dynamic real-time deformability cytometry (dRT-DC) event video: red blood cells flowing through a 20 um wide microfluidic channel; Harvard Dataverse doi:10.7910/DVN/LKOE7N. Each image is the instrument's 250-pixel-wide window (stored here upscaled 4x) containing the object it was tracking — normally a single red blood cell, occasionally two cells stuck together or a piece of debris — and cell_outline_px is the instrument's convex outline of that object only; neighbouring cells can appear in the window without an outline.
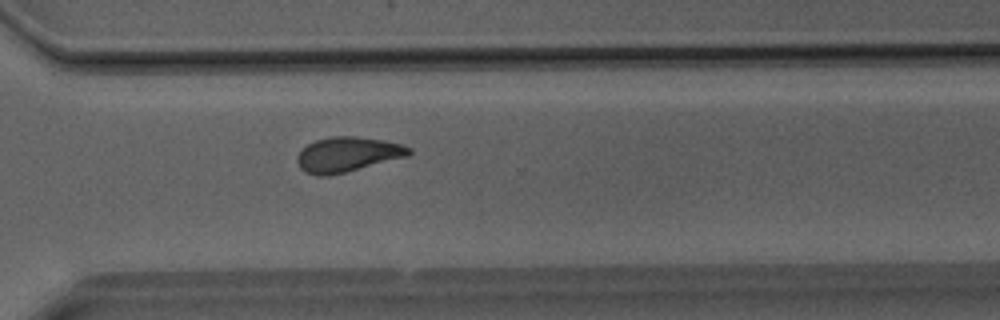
{"species": "Egyptian fruit bat (a non-hibernating species)", "species_latin": "Rousettus aegyptiacus", "temperature_condition": "room temperature", "stored_images_in_passage": 40, "camera_frame_rate_fps": 3000, "um_per_image_px": 0.085, "animal": {"sex": "male"}, "frame": {"image": 1, "passage_image": 29, "time_ms": 9.333, "image_size_px": [1000, 320], "cell_outline_px": [[412, 152], [408, 156], [328, 176], [316, 176], [300, 168], [296, 160], [296, 156], [308, 144], [316, 140], [332, 136], [356, 136], [380, 140], [400, 144], [412, 148]], "centroid_in_image_um": [29.53, 13.12], "position_along_channel_um": 341.1, "area_um2": 22.43}}
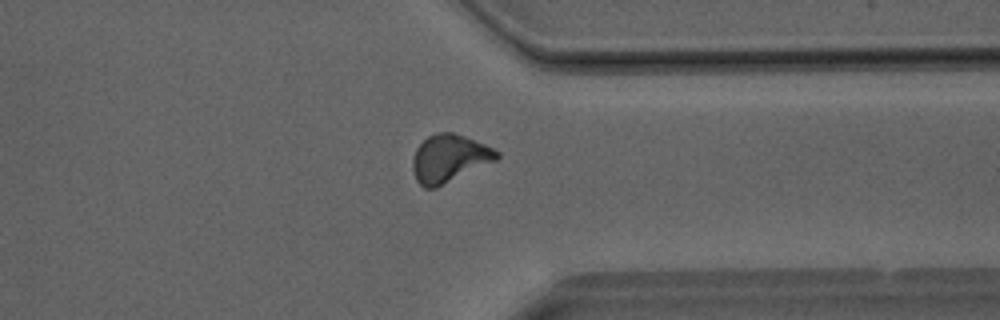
{"frame": {"image": 2, "passage_image": 31, "time_ms": 10.0, "image_size_px": [1000, 320], "cell_outline_px": [[500, 156], [496, 160], [436, 188], [424, 188], [416, 180], [412, 168], [412, 160], [416, 148], [428, 136], [436, 132], [452, 132], [464, 136], [484, 144], [500, 152]], "centroid_in_image_um": [38.16, 13.46], "position_along_channel_um": 373.2, "area_um2": 23.24}}
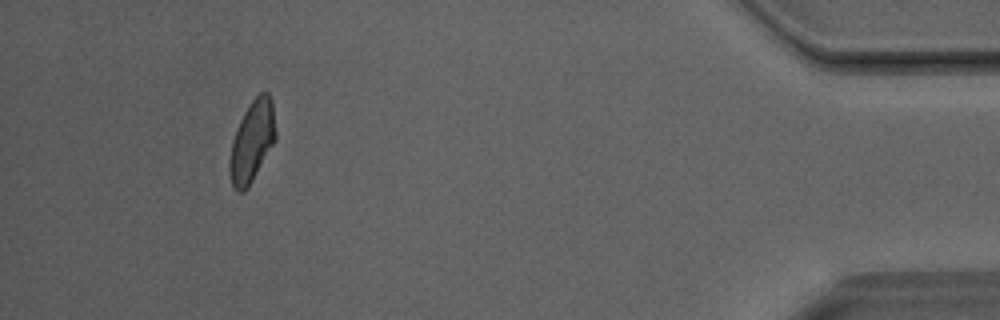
{"frame": {"image": 3, "passage_image": 37, "time_ms": 12.0, "image_size_px": [1000, 320], "cell_outline_px": [[276, 140], [252, 180], [244, 192], [236, 192], [232, 184], [228, 172], [228, 160], [232, 140], [236, 128], [244, 112], [252, 100], [260, 92], [268, 92], [272, 100], [276, 132]], "centroid_in_image_um": [21.4, 12.02], "position_along_channel_um": 413.8, "area_um2": 21.91}}